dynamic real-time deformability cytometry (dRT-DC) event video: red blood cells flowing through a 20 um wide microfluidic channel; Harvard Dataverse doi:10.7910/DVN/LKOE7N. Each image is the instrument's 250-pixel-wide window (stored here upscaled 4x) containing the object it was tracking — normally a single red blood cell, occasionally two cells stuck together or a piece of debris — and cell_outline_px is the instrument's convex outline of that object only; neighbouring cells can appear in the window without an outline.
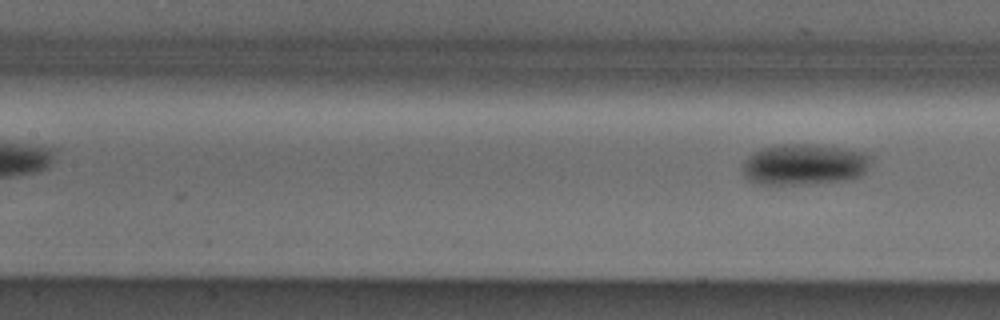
{"species": "Egyptian fruit bat (a non-hibernating species)", "species_latin": "Rousettus aegyptiacus", "temperature_condition": "cold", "stored_images_in_passage": 7, "segment_of_instrument_passage": [2, 2], "camera_frame_rate_fps": 3000, "um_per_image_px": 0.085, "animal": {"sex": "male"}, "frame": {"image": 1, "passage_image": 7, "time_ms": 2.0, "image_size_px": [1000, 320], "cell_outline_px": [[876, 156], [868, 168], [860, 176], [844, 180], [788, 184], [760, 184], [744, 176], [744, 160], [748, 156], [760, 148], [784, 144], [808, 144], [844, 148], [868, 152]], "centroid_in_image_um": [68.44, 13.95], "position_along_channel_um": 139.0, "area_um2": 30.63}}